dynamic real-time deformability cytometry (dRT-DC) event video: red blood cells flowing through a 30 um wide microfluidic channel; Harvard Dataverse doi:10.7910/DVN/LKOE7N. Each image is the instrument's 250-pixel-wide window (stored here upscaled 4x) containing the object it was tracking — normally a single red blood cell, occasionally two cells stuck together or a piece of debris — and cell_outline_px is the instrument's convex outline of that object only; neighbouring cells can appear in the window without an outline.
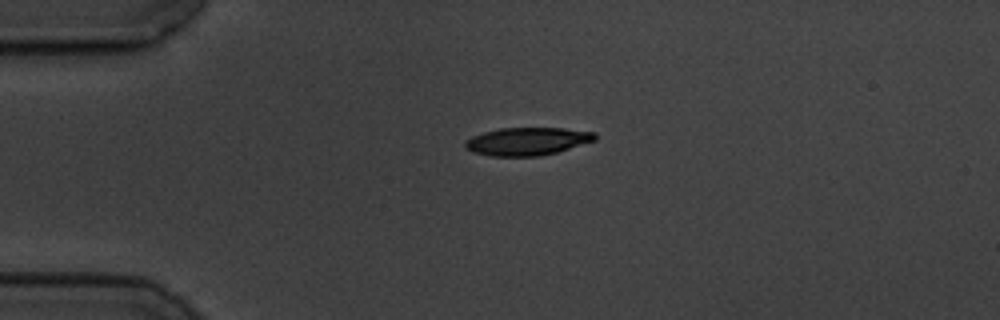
{"species": "common noctule bat (a hibernating species)", "species_latin": "Nyctalus noctula", "temperature_condition": "cold", "stored_images_in_passage": 45, "camera_frame_rate_fps": 3000, "um_per_image_px": 0.085, "animal": {"sex": "male", "body_mass_g": 19.5, "forearm_length_mm": 54.6}, "frame": {"image": 1, "passage_image": 1, "time_ms": 0.0, "image_size_px": [1000, 320], "cell_outline_px": [[596, 140], [556, 152], [540, 156], [492, 156], [472, 152], [464, 148], [464, 140], [472, 136], [484, 132], [500, 128], [564, 128], [596, 132]], "centroid_in_image_um": [44.79, 12.01], "position_along_channel_um": 40.2, "area_um2": 21.15}}
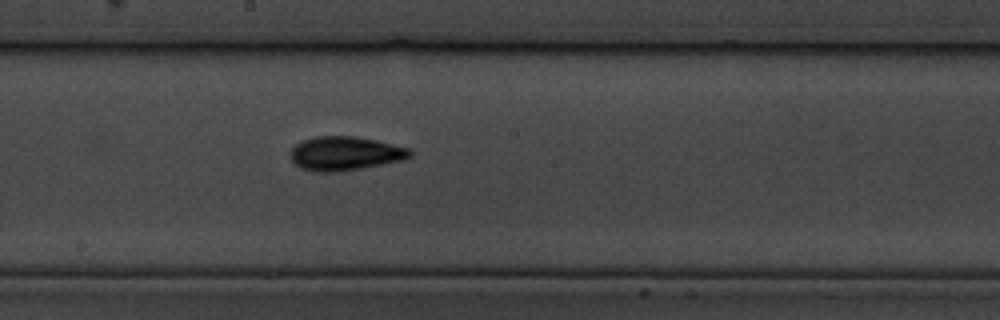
{"frame": {"image": 2, "passage_image": 19, "time_ms": 6.0, "image_size_px": [1000, 320], "cell_outline_px": [[412, 156], [404, 160], [360, 168], [336, 172], [316, 172], [300, 168], [288, 156], [288, 152], [296, 144], [304, 140], [316, 136], [356, 136], [376, 140], [408, 148], [412, 152]], "centroid_in_image_um": [29.3, 13.04], "position_along_channel_um": 218.9, "area_um2": 23.7}}
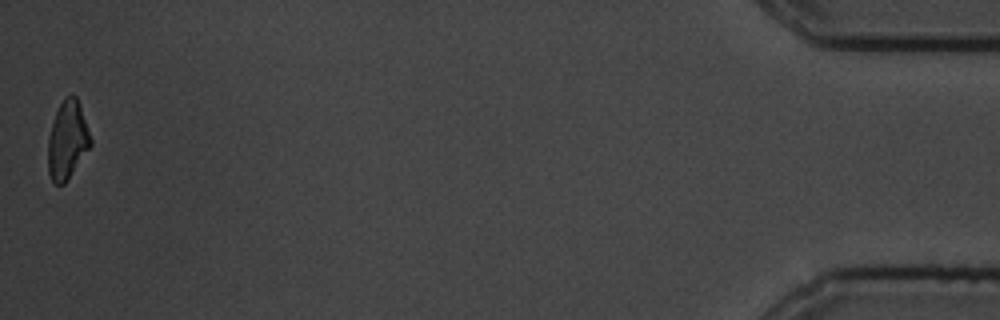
{"frame": {"image": 3, "passage_image": 45, "time_ms": 14.667, "image_size_px": [1000, 320], "cell_outline_px": [[92, 144], [64, 184], [56, 184], [52, 180], [48, 172], [48, 136], [56, 112], [64, 96], [76, 96], [80, 104], [92, 140]], "centroid_in_image_um": [5.73, 11.9], "position_along_channel_um": 429.5, "area_um2": 19.19}, "authors_computed_cell_mechanics": {"area_um2": 21.097, "velocity_mm_per_s": 3.4769, "shape_relaxation_time_tau1_ms": 2.5446, "shape_relaxation_time_tau2_ms": 7.8118, "deformation_change_tau1": 0.1382, "deformation_change_tau2": 0.1621}}